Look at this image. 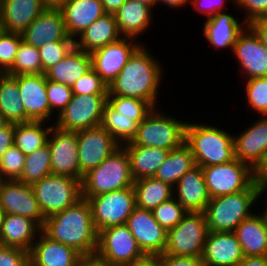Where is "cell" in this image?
I'll use <instances>...</instances> for the list:
<instances>
[{"instance_id": "19", "label": "cell", "mask_w": 267, "mask_h": 266, "mask_svg": "<svg viewBox=\"0 0 267 266\" xmlns=\"http://www.w3.org/2000/svg\"><path fill=\"white\" fill-rule=\"evenodd\" d=\"M0 207L5 214H15L34 220L41 228L43 216L31 185L19 180H6L0 189Z\"/></svg>"}, {"instance_id": "44", "label": "cell", "mask_w": 267, "mask_h": 266, "mask_svg": "<svg viewBox=\"0 0 267 266\" xmlns=\"http://www.w3.org/2000/svg\"><path fill=\"white\" fill-rule=\"evenodd\" d=\"M75 46L74 40H60L45 43L38 48L43 74L52 66L60 62Z\"/></svg>"}, {"instance_id": "67", "label": "cell", "mask_w": 267, "mask_h": 266, "mask_svg": "<svg viewBox=\"0 0 267 266\" xmlns=\"http://www.w3.org/2000/svg\"><path fill=\"white\" fill-rule=\"evenodd\" d=\"M4 32L3 25L0 19V35Z\"/></svg>"}, {"instance_id": "42", "label": "cell", "mask_w": 267, "mask_h": 266, "mask_svg": "<svg viewBox=\"0 0 267 266\" xmlns=\"http://www.w3.org/2000/svg\"><path fill=\"white\" fill-rule=\"evenodd\" d=\"M246 105L258 116L267 115V77L245 79Z\"/></svg>"}, {"instance_id": "27", "label": "cell", "mask_w": 267, "mask_h": 266, "mask_svg": "<svg viewBox=\"0 0 267 266\" xmlns=\"http://www.w3.org/2000/svg\"><path fill=\"white\" fill-rule=\"evenodd\" d=\"M153 9L150 6L127 0L115 13V19L122 37L133 38L140 41L139 37L153 24Z\"/></svg>"}, {"instance_id": "59", "label": "cell", "mask_w": 267, "mask_h": 266, "mask_svg": "<svg viewBox=\"0 0 267 266\" xmlns=\"http://www.w3.org/2000/svg\"><path fill=\"white\" fill-rule=\"evenodd\" d=\"M75 266H104L96 256H83Z\"/></svg>"}, {"instance_id": "62", "label": "cell", "mask_w": 267, "mask_h": 266, "mask_svg": "<svg viewBox=\"0 0 267 266\" xmlns=\"http://www.w3.org/2000/svg\"><path fill=\"white\" fill-rule=\"evenodd\" d=\"M267 192V184H259V198H263L262 195H264V193L266 194ZM261 203H264L263 205L266 207H262V214L265 217L266 223H267V200L263 201ZM266 204V205H265Z\"/></svg>"}, {"instance_id": "31", "label": "cell", "mask_w": 267, "mask_h": 266, "mask_svg": "<svg viewBox=\"0 0 267 266\" xmlns=\"http://www.w3.org/2000/svg\"><path fill=\"white\" fill-rule=\"evenodd\" d=\"M244 257H267V223L263 214L254 213L234 230Z\"/></svg>"}, {"instance_id": "65", "label": "cell", "mask_w": 267, "mask_h": 266, "mask_svg": "<svg viewBox=\"0 0 267 266\" xmlns=\"http://www.w3.org/2000/svg\"><path fill=\"white\" fill-rule=\"evenodd\" d=\"M4 216H5V212L0 207V233H1V230H2Z\"/></svg>"}, {"instance_id": "40", "label": "cell", "mask_w": 267, "mask_h": 266, "mask_svg": "<svg viewBox=\"0 0 267 266\" xmlns=\"http://www.w3.org/2000/svg\"><path fill=\"white\" fill-rule=\"evenodd\" d=\"M5 73L9 75L43 74L38 48L22 40L12 66Z\"/></svg>"}, {"instance_id": "7", "label": "cell", "mask_w": 267, "mask_h": 266, "mask_svg": "<svg viewBox=\"0 0 267 266\" xmlns=\"http://www.w3.org/2000/svg\"><path fill=\"white\" fill-rule=\"evenodd\" d=\"M95 256L104 266H124L146 255L127 225L122 224L110 226L98 232Z\"/></svg>"}, {"instance_id": "14", "label": "cell", "mask_w": 267, "mask_h": 266, "mask_svg": "<svg viewBox=\"0 0 267 266\" xmlns=\"http://www.w3.org/2000/svg\"><path fill=\"white\" fill-rule=\"evenodd\" d=\"M78 159L84 175L98 167L121 145L101 126L77 131Z\"/></svg>"}, {"instance_id": "37", "label": "cell", "mask_w": 267, "mask_h": 266, "mask_svg": "<svg viewBox=\"0 0 267 266\" xmlns=\"http://www.w3.org/2000/svg\"><path fill=\"white\" fill-rule=\"evenodd\" d=\"M195 166L196 163L190 148L183 143L179 148L169 151L154 178L174 187L179 179Z\"/></svg>"}, {"instance_id": "33", "label": "cell", "mask_w": 267, "mask_h": 266, "mask_svg": "<svg viewBox=\"0 0 267 266\" xmlns=\"http://www.w3.org/2000/svg\"><path fill=\"white\" fill-rule=\"evenodd\" d=\"M130 161V171L133 180L154 177L159 167L166 160L168 150L141 145H122Z\"/></svg>"}, {"instance_id": "45", "label": "cell", "mask_w": 267, "mask_h": 266, "mask_svg": "<svg viewBox=\"0 0 267 266\" xmlns=\"http://www.w3.org/2000/svg\"><path fill=\"white\" fill-rule=\"evenodd\" d=\"M25 157L16 146L10 147L0 158V173L6 180H18L22 174Z\"/></svg>"}, {"instance_id": "5", "label": "cell", "mask_w": 267, "mask_h": 266, "mask_svg": "<svg viewBox=\"0 0 267 266\" xmlns=\"http://www.w3.org/2000/svg\"><path fill=\"white\" fill-rule=\"evenodd\" d=\"M133 184L129 156L121 145L98 167L84 174L81 193L88 200L98 194L133 187Z\"/></svg>"}, {"instance_id": "49", "label": "cell", "mask_w": 267, "mask_h": 266, "mask_svg": "<svg viewBox=\"0 0 267 266\" xmlns=\"http://www.w3.org/2000/svg\"><path fill=\"white\" fill-rule=\"evenodd\" d=\"M233 6L237 7V10H243L244 22L249 25L251 22L261 19L267 12V0H235Z\"/></svg>"}, {"instance_id": "46", "label": "cell", "mask_w": 267, "mask_h": 266, "mask_svg": "<svg viewBox=\"0 0 267 266\" xmlns=\"http://www.w3.org/2000/svg\"><path fill=\"white\" fill-rule=\"evenodd\" d=\"M71 90L77 95H108V85L92 68L71 86Z\"/></svg>"}, {"instance_id": "22", "label": "cell", "mask_w": 267, "mask_h": 266, "mask_svg": "<svg viewBox=\"0 0 267 266\" xmlns=\"http://www.w3.org/2000/svg\"><path fill=\"white\" fill-rule=\"evenodd\" d=\"M22 39L39 48L45 43L74 40L69 37L60 9L46 8L22 33Z\"/></svg>"}, {"instance_id": "56", "label": "cell", "mask_w": 267, "mask_h": 266, "mask_svg": "<svg viewBox=\"0 0 267 266\" xmlns=\"http://www.w3.org/2000/svg\"><path fill=\"white\" fill-rule=\"evenodd\" d=\"M168 6L171 9H180L182 8H186V5H190V0H156V6L159 5L160 6ZM163 4V5H162Z\"/></svg>"}, {"instance_id": "66", "label": "cell", "mask_w": 267, "mask_h": 266, "mask_svg": "<svg viewBox=\"0 0 267 266\" xmlns=\"http://www.w3.org/2000/svg\"><path fill=\"white\" fill-rule=\"evenodd\" d=\"M6 179L0 173V189L2 188L3 184L5 183Z\"/></svg>"}, {"instance_id": "11", "label": "cell", "mask_w": 267, "mask_h": 266, "mask_svg": "<svg viewBox=\"0 0 267 266\" xmlns=\"http://www.w3.org/2000/svg\"><path fill=\"white\" fill-rule=\"evenodd\" d=\"M88 202L97 232L110 226L126 224L136 208L133 187L98 194L90 197Z\"/></svg>"}, {"instance_id": "32", "label": "cell", "mask_w": 267, "mask_h": 266, "mask_svg": "<svg viewBox=\"0 0 267 266\" xmlns=\"http://www.w3.org/2000/svg\"><path fill=\"white\" fill-rule=\"evenodd\" d=\"M91 68L90 53L74 46L60 62L49 68L44 74L46 79L71 87Z\"/></svg>"}, {"instance_id": "17", "label": "cell", "mask_w": 267, "mask_h": 266, "mask_svg": "<svg viewBox=\"0 0 267 266\" xmlns=\"http://www.w3.org/2000/svg\"><path fill=\"white\" fill-rule=\"evenodd\" d=\"M247 127L234 135V156L256 172L267 156V115L259 116Z\"/></svg>"}, {"instance_id": "18", "label": "cell", "mask_w": 267, "mask_h": 266, "mask_svg": "<svg viewBox=\"0 0 267 266\" xmlns=\"http://www.w3.org/2000/svg\"><path fill=\"white\" fill-rule=\"evenodd\" d=\"M126 225L146 256L164 253L167 231L155 220L150 210L135 208Z\"/></svg>"}, {"instance_id": "52", "label": "cell", "mask_w": 267, "mask_h": 266, "mask_svg": "<svg viewBox=\"0 0 267 266\" xmlns=\"http://www.w3.org/2000/svg\"><path fill=\"white\" fill-rule=\"evenodd\" d=\"M158 266H203L202 258L192 256H172L160 254L157 256Z\"/></svg>"}, {"instance_id": "50", "label": "cell", "mask_w": 267, "mask_h": 266, "mask_svg": "<svg viewBox=\"0 0 267 266\" xmlns=\"http://www.w3.org/2000/svg\"><path fill=\"white\" fill-rule=\"evenodd\" d=\"M0 266H31L30 252L0 245Z\"/></svg>"}, {"instance_id": "47", "label": "cell", "mask_w": 267, "mask_h": 266, "mask_svg": "<svg viewBox=\"0 0 267 266\" xmlns=\"http://www.w3.org/2000/svg\"><path fill=\"white\" fill-rule=\"evenodd\" d=\"M22 40L20 33L4 31L0 35V73L12 66Z\"/></svg>"}, {"instance_id": "60", "label": "cell", "mask_w": 267, "mask_h": 266, "mask_svg": "<svg viewBox=\"0 0 267 266\" xmlns=\"http://www.w3.org/2000/svg\"><path fill=\"white\" fill-rule=\"evenodd\" d=\"M256 180L259 184H267V156L261 167L256 171Z\"/></svg>"}, {"instance_id": "63", "label": "cell", "mask_w": 267, "mask_h": 266, "mask_svg": "<svg viewBox=\"0 0 267 266\" xmlns=\"http://www.w3.org/2000/svg\"><path fill=\"white\" fill-rule=\"evenodd\" d=\"M135 1L150 6L153 10L156 7V0H135Z\"/></svg>"}, {"instance_id": "48", "label": "cell", "mask_w": 267, "mask_h": 266, "mask_svg": "<svg viewBox=\"0 0 267 266\" xmlns=\"http://www.w3.org/2000/svg\"><path fill=\"white\" fill-rule=\"evenodd\" d=\"M46 92L50 110L58 116L73 96L70 86L46 79ZM57 111V112H56Z\"/></svg>"}, {"instance_id": "43", "label": "cell", "mask_w": 267, "mask_h": 266, "mask_svg": "<svg viewBox=\"0 0 267 266\" xmlns=\"http://www.w3.org/2000/svg\"><path fill=\"white\" fill-rule=\"evenodd\" d=\"M155 220L166 230L176 227L188 212L175 197L161 203L152 211Z\"/></svg>"}, {"instance_id": "61", "label": "cell", "mask_w": 267, "mask_h": 266, "mask_svg": "<svg viewBox=\"0 0 267 266\" xmlns=\"http://www.w3.org/2000/svg\"><path fill=\"white\" fill-rule=\"evenodd\" d=\"M68 0H43L46 8L60 9Z\"/></svg>"}, {"instance_id": "10", "label": "cell", "mask_w": 267, "mask_h": 266, "mask_svg": "<svg viewBox=\"0 0 267 266\" xmlns=\"http://www.w3.org/2000/svg\"><path fill=\"white\" fill-rule=\"evenodd\" d=\"M201 168L210 198L247 190L256 181V172L237 159Z\"/></svg>"}, {"instance_id": "16", "label": "cell", "mask_w": 267, "mask_h": 266, "mask_svg": "<svg viewBox=\"0 0 267 266\" xmlns=\"http://www.w3.org/2000/svg\"><path fill=\"white\" fill-rule=\"evenodd\" d=\"M141 44L136 39L122 37L90 53L91 67L109 86Z\"/></svg>"}, {"instance_id": "4", "label": "cell", "mask_w": 267, "mask_h": 266, "mask_svg": "<svg viewBox=\"0 0 267 266\" xmlns=\"http://www.w3.org/2000/svg\"><path fill=\"white\" fill-rule=\"evenodd\" d=\"M259 201V182L256 180L247 190L211 198L204 214L208 231L234 232L245 219L256 211L253 207Z\"/></svg>"}, {"instance_id": "8", "label": "cell", "mask_w": 267, "mask_h": 266, "mask_svg": "<svg viewBox=\"0 0 267 266\" xmlns=\"http://www.w3.org/2000/svg\"><path fill=\"white\" fill-rule=\"evenodd\" d=\"M46 218L61 212L82 198L81 181L69 176L49 175L31 185Z\"/></svg>"}, {"instance_id": "54", "label": "cell", "mask_w": 267, "mask_h": 266, "mask_svg": "<svg viewBox=\"0 0 267 266\" xmlns=\"http://www.w3.org/2000/svg\"><path fill=\"white\" fill-rule=\"evenodd\" d=\"M249 26L256 32L259 36L262 44L267 50V20L258 19L249 24Z\"/></svg>"}, {"instance_id": "29", "label": "cell", "mask_w": 267, "mask_h": 266, "mask_svg": "<svg viewBox=\"0 0 267 266\" xmlns=\"http://www.w3.org/2000/svg\"><path fill=\"white\" fill-rule=\"evenodd\" d=\"M121 38L114 14L106 13L83 30L74 39V44L79 50L92 53Z\"/></svg>"}, {"instance_id": "69", "label": "cell", "mask_w": 267, "mask_h": 266, "mask_svg": "<svg viewBox=\"0 0 267 266\" xmlns=\"http://www.w3.org/2000/svg\"><path fill=\"white\" fill-rule=\"evenodd\" d=\"M261 19L267 20V12Z\"/></svg>"}, {"instance_id": "58", "label": "cell", "mask_w": 267, "mask_h": 266, "mask_svg": "<svg viewBox=\"0 0 267 266\" xmlns=\"http://www.w3.org/2000/svg\"><path fill=\"white\" fill-rule=\"evenodd\" d=\"M124 266H158L157 256H145L138 261H134Z\"/></svg>"}, {"instance_id": "57", "label": "cell", "mask_w": 267, "mask_h": 266, "mask_svg": "<svg viewBox=\"0 0 267 266\" xmlns=\"http://www.w3.org/2000/svg\"><path fill=\"white\" fill-rule=\"evenodd\" d=\"M127 0H101L104 11L114 14Z\"/></svg>"}, {"instance_id": "15", "label": "cell", "mask_w": 267, "mask_h": 266, "mask_svg": "<svg viewBox=\"0 0 267 266\" xmlns=\"http://www.w3.org/2000/svg\"><path fill=\"white\" fill-rule=\"evenodd\" d=\"M232 54L241 67L244 80L267 77V50L249 25L239 33Z\"/></svg>"}, {"instance_id": "23", "label": "cell", "mask_w": 267, "mask_h": 266, "mask_svg": "<svg viewBox=\"0 0 267 266\" xmlns=\"http://www.w3.org/2000/svg\"><path fill=\"white\" fill-rule=\"evenodd\" d=\"M174 197L188 212H204L210 201L201 166L187 171L173 187Z\"/></svg>"}, {"instance_id": "9", "label": "cell", "mask_w": 267, "mask_h": 266, "mask_svg": "<svg viewBox=\"0 0 267 266\" xmlns=\"http://www.w3.org/2000/svg\"><path fill=\"white\" fill-rule=\"evenodd\" d=\"M208 232L204 212H187L176 227L167 231L164 253L201 258Z\"/></svg>"}, {"instance_id": "38", "label": "cell", "mask_w": 267, "mask_h": 266, "mask_svg": "<svg viewBox=\"0 0 267 266\" xmlns=\"http://www.w3.org/2000/svg\"><path fill=\"white\" fill-rule=\"evenodd\" d=\"M101 126L122 145L135 137L138 123L125 115H120L106 103L103 108Z\"/></svg>"}, {"instance_id": "53", "label": "cell", "mask_w": 267, "mask_h": 266, "mask_svg": "<svg viewBox=\"0 0 267 266\" xmlns=\"http://www.w3.org/2000/svg\"><path fill=\"white\" fill-rule=\"evenodd\" d=\"M14 145V123H9L5 128L0 129V158Z\"/></svg>"}, {"instance_id": "51", "label": "cell", "mask_w": 267, "mask_h": 266, "mask_svg": "<svg viewBox=\"0 0 267 266\" xmlns=\"http://www.w3.org/2000/svg\"><path fill=\"white\" fill-rule=\"evenodd\" d=\"M235 4V0H229ZM227 0H190V5L194 8V11L206 16L205 18H211L218 12H222L226 5Z\"/></svg>"}, {"instance_id": "68", "label": "cell", "mask_w": 267, "mask_h": 266, "mask_svg": "<svg viewBox=\"0 0 267 266\" xmlns=\"http://www.w3.org/2000/svg\"><path fill=\"white\" fill-rule=\"evenodd\" d=\"M3 1H4V0H0V15H1V13H2Z\"/></svg>"}, {"instance_id": "36", "label": "cell", "mask_w": 267, "mask_h": 266, "mask_svg": "<svg viewBox=\"0 0 267 266\" xmlns=\"http://www.w3.org/2000/svg\"><path fill=\"white\" fill-rule=\"evenodd\" d=\"M53 125L45 121L14 123V146L25 155L35 152L47 144Z\"/></svg>"}, {"instance_id": "41", "label": "cell", "mask_w": 267, "mask_h": 266, "mask_svg": "<svg viewBox=\"0 0 267 266\" xmlns=\"http://www.w3.org/2000/svg\"><path fill=\"white\" fill-rule=\"evenodd\" d=\"M107 104L120 115H125L138 124L153 109L145 100L122 96H107Z\"/></svg>"}, {"instance_id": "21", "label": "cell", "mask_w": 267, "mask_h": 266, "mask_svg": "<svg viewBox=\"0 0 267 266\" xmlns=\"http://www.w3.org/2000/svg\"><path fill=\"white\" fill-rule=\"evenodd\" d=\"M201 258L203 266H237L244 255L234 232L209 231Z\"/></svg>"}, {"instance_id": "3", "label": "cell", "mask_w": 267, "mask_h": 266, "mask_svg": "<svg viewBox=\"0 0 267 266\" xmlns=\"http://www.w3.org/2000/svg\"><path fill=\"white\" fill-rule=\"evenodd\" d=\"M215 126L187 121L184 143L190 148L196 165L208 167L231 162L234 156V135Z\"/></svg>"}, {"instance_id": "39", "label": "cell", "mask_w": 267, "mask_h": 266, "mask_svg": "<svg viewBox=\"0 0 267 266\" xmlns=\"http://www.w3.org/2000/svg\"><path fill=\"white\" fill-rule=\"evenodd\" d=\"M49 175H51V156L49 146L46 144L26 155L25 165L18 180L24 184L33 185Z\"/></svg>"}, {"instance_id": "24", "label": "cell", "mask_w": 267, "mask_h": 266, "mask_svg": "<svg viewBox=\"0 0 267 266\" xmlns=\"http://www.w3.org/2000/svg\"><path fill=\"white\" fill-rule=\"evenodd\" d=\"M83 256L74 248L51 240L42 231L30 251L31 266H75Z\"/></svg>"}, {"instance_id": "13", "label": "cell", "mask_w": 267, "mask_h": 266, "mask_svg": "<svg viewBox=\"0 0 267 266\" xmlns=\"http://www.w3.org/2000/svg\"><path fill=\"white\" fill-rule=\"evenodd\" d=\"M47 144L51 156V174L82 180L78 159L77 131H66L53 125Z\"/></svg>"}, {"instance_id": "1", "label": "cell", "mask_w": 267, "mask_h": 266, "mask_svg": "<svg viewBox=\"0 0 267 266\" xmlns=\"http://www.w3.org/2000/svg\"><path fill=\"white\" fill-rule=\"evenodd\" d=\"M160 62L145 44H141L108 86V96L137 98L147 101L153 108L159 107L158 94L165 73Z\"/></svg>"}, {"instance_id": "6", "label": "cell", "mask_w": 267, "mask_h": 266, "mask_svg": "<svg viewBox=\"0 0 267 266\" xmlns=\"http://www.w3.org/2000/svg\"><path fill=\"white\" fill-rule=\"evenodd\" d=\"M161 111L159 107L153 108L138 124L135 137L122 145L157 147L168 151L179 148L185 141L187 120Z\"/></svg>"}, {"instance_id": "64", "label": "cell", "mask_w": 267, "mask_h": 266, "mask_svg": "<svg viewBox=\"0 0 267 266\" xmlns=\"http://www.w3.org/2000/svg\"><path fill=\"white\" fill-rule=\"evenodd\" d=\"M9 122L0 114V129L5 128Z\"/></svg>"}, {"instance_id": "12", "label": "cell", "mask_w": 267, "mask_h": 266, "mask_svg": "<svg viewBox=\"0 0 267 266\" xmlns=\"http://www.w3.org/2000/svg\"><path fill=\"white\" fill-rule=\"evenodd\" d=\"M108 95H77L56 116L54 126L66 131H79L101 125Z\"/></svg>"}, {"instance_id": "34", "label": "cell", "mask_w": 267, "mask_h": 266, "mask_svg": "<svg viewBox=\"0 0 267 266\" xmlns=\"http://www.w3.org/2000/svg\"><path fill=\"white\" fill-rule=\"evenodd\" d=\"M19 94L16 75L0 73V114L9 123L27 122V114Z\"/></svg>"}, {"instance_id": "30", "label": "cell", "mask_w": 267, "mask_h": 266, "mask_svg": "<svg viewBox=\"0 0 267 266\" xmlns=\"http://www.w3.org/2000/svg\"><path fill=\"white\" fill-rule=\"evenodd\" d=\"M45 9L43 0H4L0 15L4 31L21 34Z\"/></svg>"}, {"instance_id": "25", "label": "cell", "mask_w": 267, "mask_h": 266, "mask_svg": "<svg viewBox=\"0 0 267 266\" xmlns=\"http://www.w3.org/2000/svg\"><path fill=\"white\" fill-rule=\"evenodd\" d=\"M226 11L218 12L211 18L204 21L203 36L208 44H211L215 49H225L232 51L239 33L246 27V23L239 21Z\"/></svg>"}, {"instance_id": "55", "label": "cell", "mask_w": 267, "mask_h": 266, "mask_svg": "<svg viewBox=\"0 0 267 266\" xmlns=\"http://www.w3.org/2000/svg\"><path fill=\"white\" fill-rule=\"evenodd\" d=\"M237 266H267V257L249 256L244 257Z\"/></svg>"}, {"instance_id": "20", "label": "cell", "mask_w": 267, "mask_h": 266, "mask_svg": "<svg viewBox=\"0 0 267 266\" xmlns=\"http://www.w3.org/2000/svg\"><path fill=\"white\" fill-rule=\"evenodd\" d=\"M16 80L20 91L19 95L27 114V122H49L55 116L50 121L54 123L56 115L50 110L45 74L16 75Z\"/></svg>"}, {"instance_id": "26", "label": "cell", "mask_w": 267, "mask_h": 266, "mask_svg": "<svg viewBox=\"0 0 267 266\" xmlns=\"http://www.w3.org/2000/svg\"><path fill=\"white\" fill-rule=\"evenodd\" d=\"M42 228L32 219L5 214L0 233V245L30 252Z\"/></svg>"}, {"instance_id": "2", "label": "cell", "mask_w": 267, "mask_h": 266, "mask_svg": "<svg viewBox=\"0 0 267 266\" xmlns=\"http://www.w3.org/2000/svg\"><path fill=\"white\" fill-rule=\"evenodd\" d=\"M41 231L51 240L74 248L82 256H95L98 232L91 206L83 197L65 210L46 217Z\"/></svg>"}, {"instance_id": "35", "label": "cell", "mask_w": 267, "mask_h": 266, "mask_svg": "<svg viewBox=\"0 0 267 266\" xmlns=\"http://www.w3.org/2000/svg\"><path fill=\"white\" fill-rule=\"evenodd\" d=\"M136 207L152 211L161 203L174 197L171 185L154 177L141 178L134 181Z\"/></svg>"}, {"instance_id": "28", "label": "cell", "mask_w": 267, "mask_h": 266, "mask_svg": "<svg viewBox=\"0 0 267 266\" xmlns=\"http://www.w3.org/2000/svg\"><path fill=\"white\" fill-rule=\"evenodd\" d=\"M60 10L67 34L73 39L106 14L101 0H68Z\"/></svg>"}]
</instances>
